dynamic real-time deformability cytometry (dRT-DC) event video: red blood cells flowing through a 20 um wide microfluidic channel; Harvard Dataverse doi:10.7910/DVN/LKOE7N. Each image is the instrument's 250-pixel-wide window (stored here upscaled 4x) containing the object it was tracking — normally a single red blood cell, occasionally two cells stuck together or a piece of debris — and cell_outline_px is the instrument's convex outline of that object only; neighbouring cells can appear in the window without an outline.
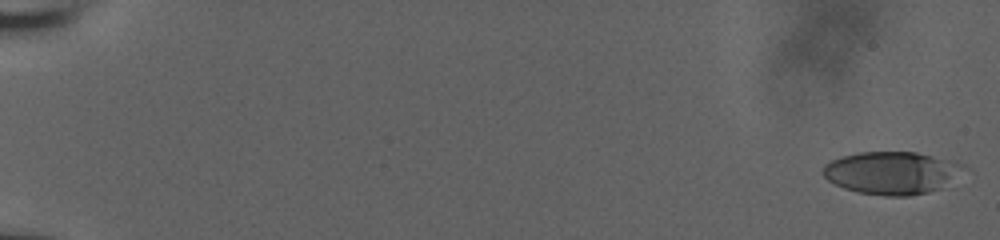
{"species": "human", "species_latin": "Homo sapiens", "temperature_condition": "room temperature", "stored_images_in_passage": 57, "camera_frame_rate_fps": 3000, "um_per_image_px": 0.085, "donor": {"sex": "male"}, "frame": {"image": 1, "passage_image": 1, "time_ms": 0.0, "image_size_px": [1000, 240], "cell_outline_px": [[968, 168], [940, 188], [928, 192], [908, 196], [884, 196], [860, 192], [844, 188], [828, 180], [820, 172], [824, 164], [840, 156], [856, 152], [916, 152], [964, 164]], "centroid_in_image_um": [75.76, 14.68], "position_along_channel_um": 9.2, "area_um2": 34.91}}
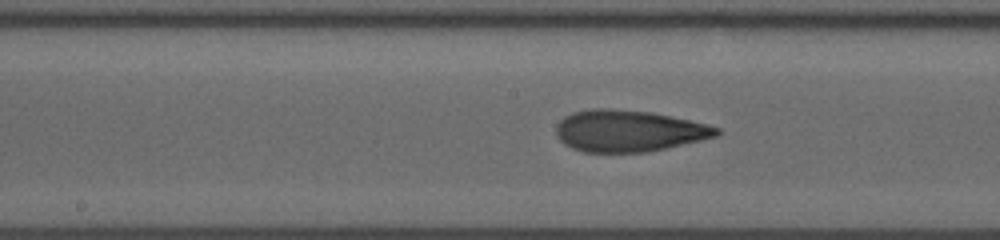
{"frame": {"image": 2, "passage_image": 32, "time_ms": 10.333, "image_size_px": [1000, 240], "cell_outline_px": [[720, 132], [716, 136], [700, 140], [648, 152], [584, 152], [572, 148], [564, 144], [556, 136], [556, 124], [564, 116], [572, 112], [592, 108], [612, 108], [652, 112], [708, 124], [720, 128]], "centroid_in_image_um": [53.4, 11.11], "position_along_channel_um": 194.8, "area_um2": 39.02}}
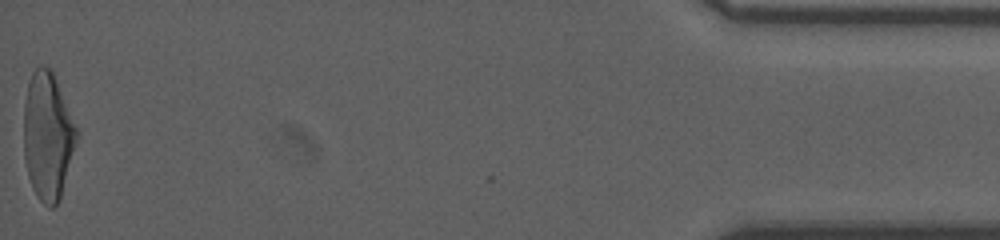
{"frame": {"image": 3, "passage_image": 57, "time_ms": 18.667, "image_size_px": [1000, 240], "cell_outline_px": [[80, 132], [60, 196], [56, 204], [52, 208], [48, 208], [36, 196], [32, 188], [28, 176], [24, 156], [24, 104], [28, 84], [32, 72], [40, 64], [48, 68], [52, 72], [56, 80]], "centroid_in_image_um": [4.06, 11.57], "position_along_channel_um": 431.1, "area_um2": 39.25}, "authors_computed_cell_mechanics": {"area_um2": 37.2232, "velocity_mm_per_s": 3.8631, "shape_relaxation_time_tau1_ms": 7.6858, "shape_relaxation_time_tau2_ms": 1.2935, "deformation_change_tau1": 0.2579, "deformation_change_tau2": 0.0977}}